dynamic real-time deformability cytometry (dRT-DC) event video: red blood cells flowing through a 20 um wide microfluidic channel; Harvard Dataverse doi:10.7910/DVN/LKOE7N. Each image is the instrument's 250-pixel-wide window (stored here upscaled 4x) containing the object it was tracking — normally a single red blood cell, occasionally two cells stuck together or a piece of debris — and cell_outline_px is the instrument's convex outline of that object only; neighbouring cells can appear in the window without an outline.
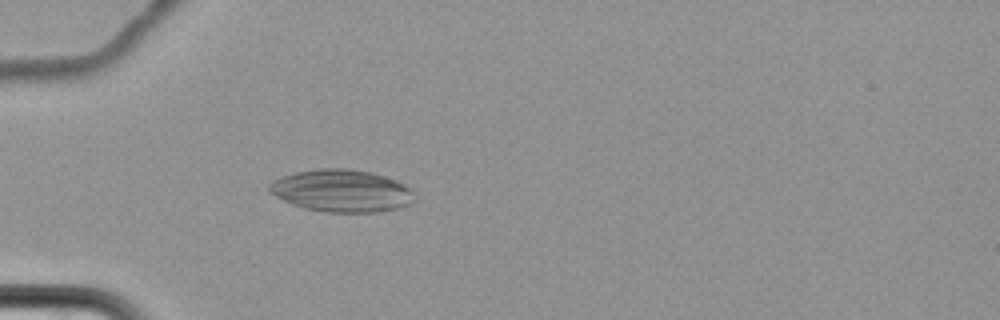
{"species": "common noctule bat (a hibernating species)", "species_latin": "Nyctalus noctula", "temperature_condition": "cold", "stored_images_in_passage": 7, "camera_frame_rate_fps": 3000, "um_per_image_px": 0.085, "animal": {"sex": "female", "body_mass_g": 22.7, "forearm_length_mm": 54.2}, "frame": {"image": 1, "passage_image": 7, "time_ms": 7.333, "image_size_px": [1000, 320], "cell_outline_px": [[416, 200], [412, 204], [396, 208], [376, 212], [324, 212], [304, 208], [292, 204], [268, 192], [268, 184], [272, 180], [280, 176], [296, 172], [320, 168], [348, 168], [368, 172], [384, 176], [396, 180], [412, 188], [416, 192]], "centroid_in_image_um": [29.06, 16.21], "position_along_channel_um": 55.9, "area_um2": 36.18}}